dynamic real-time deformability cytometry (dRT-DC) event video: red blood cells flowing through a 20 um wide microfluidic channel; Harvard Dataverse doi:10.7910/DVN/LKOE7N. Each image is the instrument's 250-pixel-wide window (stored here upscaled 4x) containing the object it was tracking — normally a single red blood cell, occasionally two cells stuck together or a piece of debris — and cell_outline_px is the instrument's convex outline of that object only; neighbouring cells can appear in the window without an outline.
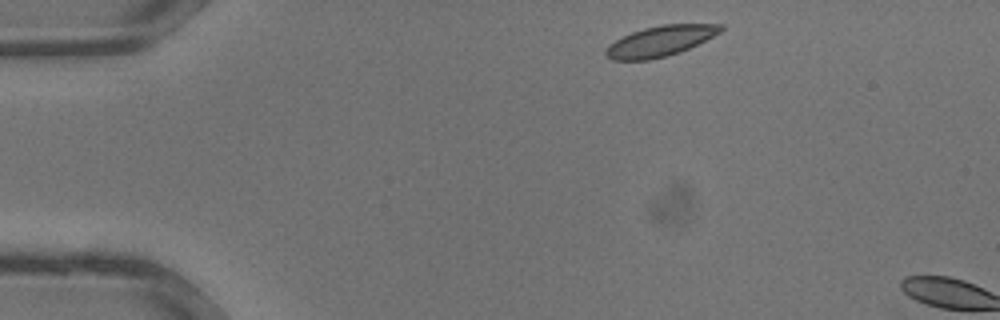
{"species": "common noctule bat (a hibernating species)", "species_latin": "Nyctalus noctula", "temperature_condition": "warm", "stored_images_in_passage": 3, "camera_frame_rate_fps": 3000, "um_per_image_px": 0.085, "animal": {"sex": "male", "body_mass_g": 13.3}, "frame": {"image": 1, "passage_image": 1, "time_ms": 0.0, "image_size_px": [1000, 320], "cell_outline_px": [[724, 28], [720, 32], [680, 52], [668, 56], [648, 60], [612, 60], [604, 56], [604, 52], [608, 44], [632, 32], [644, 28], [664, 24], [724, 24]], "centroid_in_image_um": [56.08, 3.5], "position_along_channel_um": 28.9, "area_um2": 20.29}}